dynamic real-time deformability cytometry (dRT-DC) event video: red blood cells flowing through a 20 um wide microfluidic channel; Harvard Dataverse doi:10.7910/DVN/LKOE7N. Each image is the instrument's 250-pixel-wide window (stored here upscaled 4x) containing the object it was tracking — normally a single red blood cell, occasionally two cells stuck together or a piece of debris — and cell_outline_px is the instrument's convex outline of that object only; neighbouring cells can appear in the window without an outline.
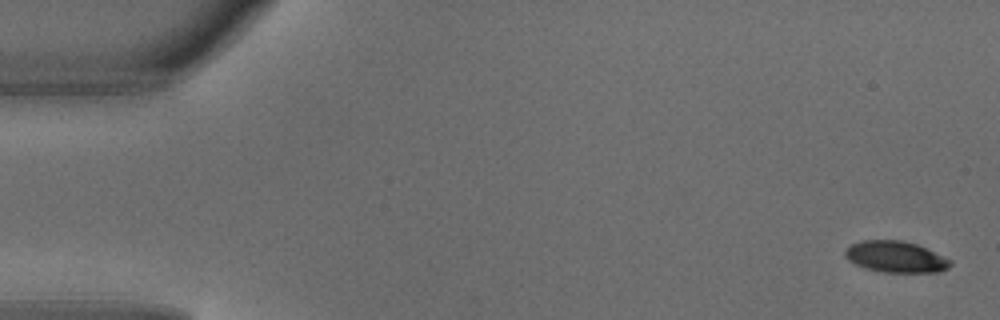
{"species": "common noctule bat (a hibernating species)", "species_latin": "Nyctalus noctula", "temperature_condition": "warm", "stored_images_in_passage": 4, "camera_frame_rate_fps": 3000, "um_per_image_px": 0.085, "animal": {"sex": "male", "body_mass_g": 18.8}, "frame": {"image": 1, "passage_image": 1, "time_ms": 0.0, "image_size_px": [1000, 320], "cell_outline_px": [[952, 264], [948, 268], [940, 272], [884, 272], [864, 268], [848, 260], [844, 256], [844, 252], [852, 244], [860, 240], [900, 240], [916, 244], [952, 260]], "centroid_in_image_um": [76.13, 21.83], "position_along_channel_um": 8.9, "area_um2": 19.13}}
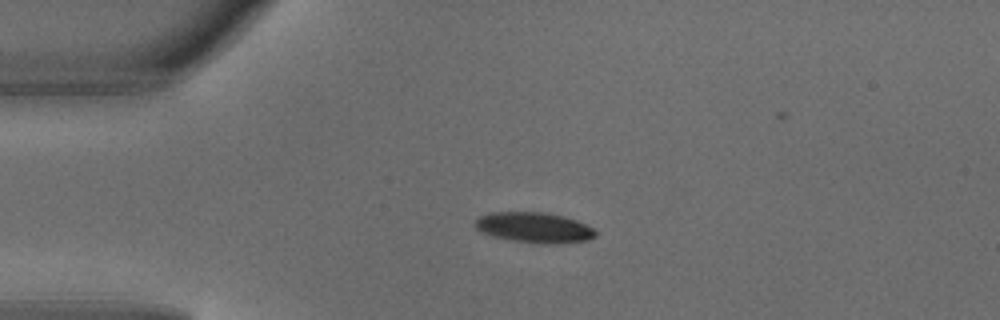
{"frame": {"image": 2, "passage_image": 3, "time_ms": 0.667, "image_size_px": [1000, 320], "cell_outline_px": [[596, 236], [588, 240], [552, 244], [544, 244], [516, 240], [496, 236], [480, 232], [472, 224], [480, 216], [488, 212], [544, 212], [564, 216], [576, 220], [592, 228], [596, 232]], "centroid_in_image_um": [45.39, 19.32], "position_along_channel_um": 39.6, "area_um2": 21.15}}